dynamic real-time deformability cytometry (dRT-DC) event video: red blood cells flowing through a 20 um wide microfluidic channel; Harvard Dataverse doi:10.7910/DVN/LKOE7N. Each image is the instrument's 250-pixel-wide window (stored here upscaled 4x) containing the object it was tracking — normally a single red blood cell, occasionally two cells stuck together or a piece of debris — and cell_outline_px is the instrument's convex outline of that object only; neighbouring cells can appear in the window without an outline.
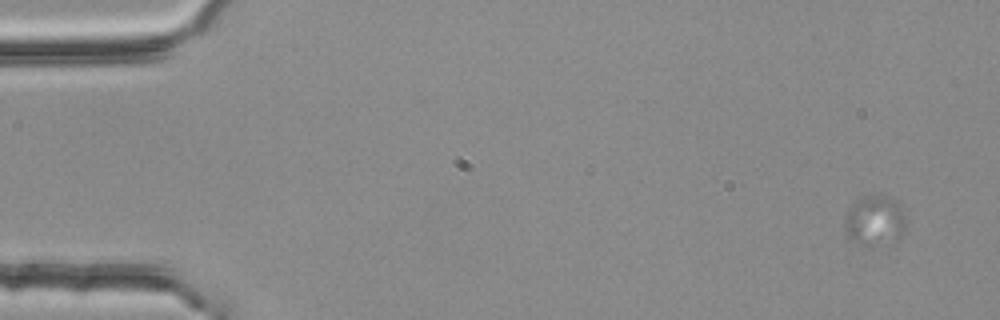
{"species": "common noctule bat (a hibernating species)", "species_latin": "Nyctalus noctula", "temperature_condition": "room temperature", "stored_images_in_passage": 4, "camera_frame_rate_fps": 3000, "um_per_image_px": 0.085, "animal": {"sex": "female", "body_mass_g": 25.1}, "frame": {"image": 1, "passage_image": 1, "time_ms": 0.0, "image_size_px": [1000, 320], "cell_outline_px": [[908, 220], [904, 232], [896, 240], [872, 244], [860, 244], [848, 236], [844, 224], [844, 220], [848, 208], [856, 200], [864, 196], [876, 192], [896, 200], [908, 216]], "centroid_in_image_um": [74.4, 18.67], "position_along_channel_um": 10.6, "area_um2": 18.15}}
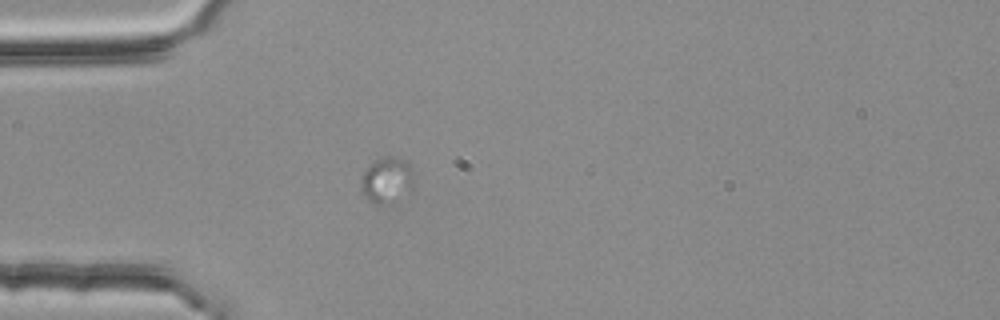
{"frame": {"image": 2, "passage_image": 4, "time_ms": 1.0, "image_size_px": [1000, 320], "cell_outline_px": [[416, 188], [412, 196], [380, 208], [376, 208], [364, 196], [360, 188], [360, 180], [364, 172], [380, 156], [400, 156], [408, 160], [416, 176]], "centroid_in_image_um": [33.01, 15.39], "position_along_channel_um": 52.0, "area_um2": 15.9}}